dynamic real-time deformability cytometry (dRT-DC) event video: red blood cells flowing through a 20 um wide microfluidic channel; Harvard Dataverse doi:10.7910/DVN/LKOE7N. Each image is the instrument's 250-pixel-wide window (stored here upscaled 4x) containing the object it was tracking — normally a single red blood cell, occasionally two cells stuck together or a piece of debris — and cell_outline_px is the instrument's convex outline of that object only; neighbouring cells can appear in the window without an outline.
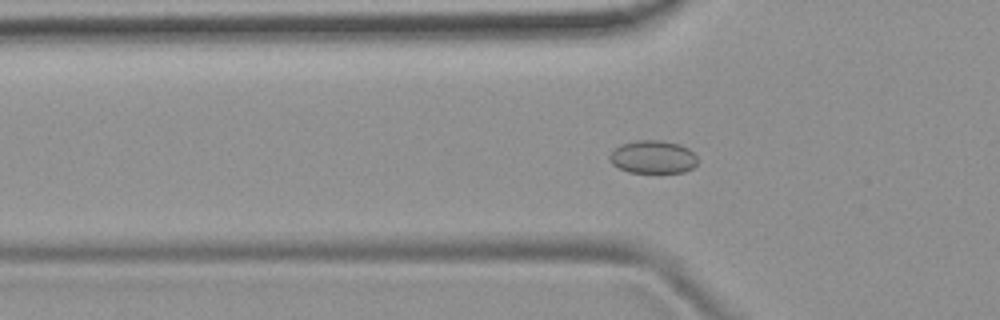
{"species": "common noctule bat (a hibernating species)", "species_latin": "Nyctalus noctula", "temperature_condition": "room temperature", "stored_images_in_passage": 42, "camera_frame_rate_fps": 3000, "um_per_image_px": 0.085, "animal": {"sex": "female", "body_mass_g": 19.9}, "frame": {"image": 1, "passage_image": 6, "time_ms": 1.667, "image_size_px": [1000, 320], "cell_outline_px": [[696, 164], [692, 168], [684, 172], [628, 172], [612, 164], [608, 160], [608, 156], [620, 144], [636, 140], [660, 140], [680, 144], [688, 148], [696, 156]], "centroid_in_image_um": [55.48, 13.33], "position_along_channel_um": 70.3, "area_um2": 16.88}}
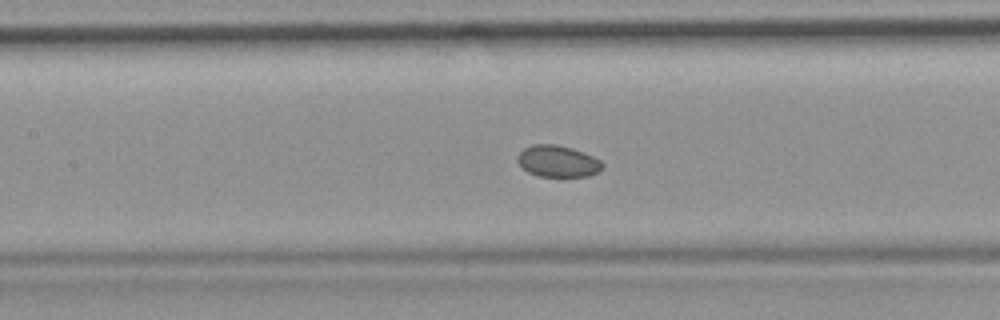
{"frame": {"image": 2, "passage_image": 13, "time_ms": 4.0, "image_size_px": [1000, 320], "cell_outline_px": [[604, 164], [596, 172], [588, 176], [540, 176], [528, 172], [516, 160], [516, 156], [524, 148], [532, 144], [556, 144], [572, 148], [584, 152], [600, 160]], "centroid_in_image_um": [47.38, 13.69], "position_along_channel_um": 160.0, "area_um2": 15.49}}
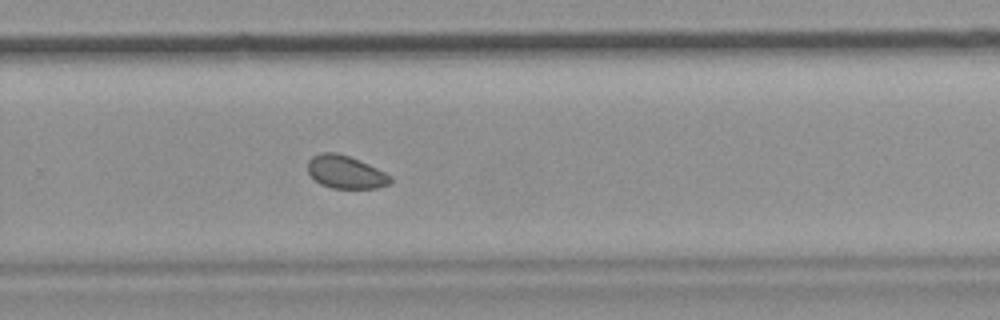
{"frame": {"image": 3, "passage_image": 24, "time_ms": 7.667, "image_size_px": [1000, 320], "cell_outline_px": [[392, 180], [388, 184], [380, 188], [332, 188], [320, 184], [308, 172], [308, 160], [312, 156], [320, 152], [336, 152], [348, 156], [368, 164], [392, 176]], "centroid_in_image_um": [29.37, 14.62], "position_along_channel_um": 300.4, "area_um2": 15.78}}